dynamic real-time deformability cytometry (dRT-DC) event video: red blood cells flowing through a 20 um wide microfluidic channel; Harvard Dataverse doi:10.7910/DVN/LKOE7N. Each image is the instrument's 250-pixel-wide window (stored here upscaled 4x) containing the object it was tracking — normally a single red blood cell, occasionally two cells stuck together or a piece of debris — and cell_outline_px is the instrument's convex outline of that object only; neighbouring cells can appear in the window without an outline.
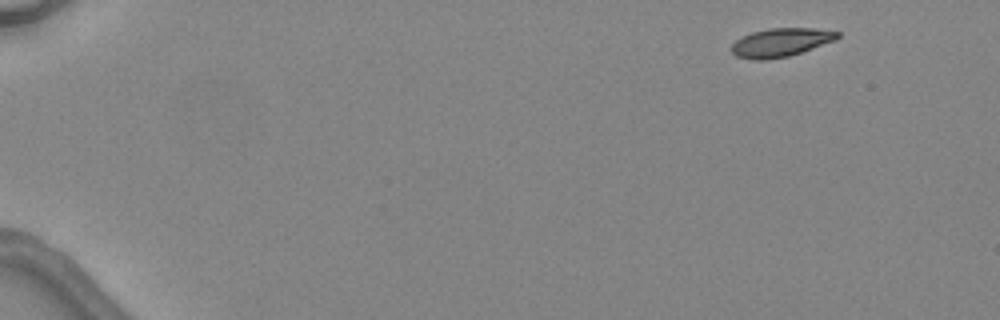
{"species": "common noctule bat (a hibernating species)", "species_latin": "Nyctalus noctula", "temperature_condition": "warm", "stored_images_in_passage": 4, "camera_frame_rate_fps": 3000, "um_per_image_px": 0.085, "animal": {"sex": "female", "body_mass_g": 24.6, "forearm_length_mm": 56.2}, "frame": {"image": 1, "passage_image": 1, "time_ms": 0.0, "image_size_px": [1000, 320], "cell_outline_px": [[840, 36], [836, 40], [788, 56], [768, 60], [752, 60], [736, 56], [732, 52], [732, 44], [736, 40], [752, 32], [768, 28], [812, 28], [840, 32]], "centroid_in_image_um": [66.36, 3.61], "position_along_channel_um": 18.6, "area_um2": 17.51}}
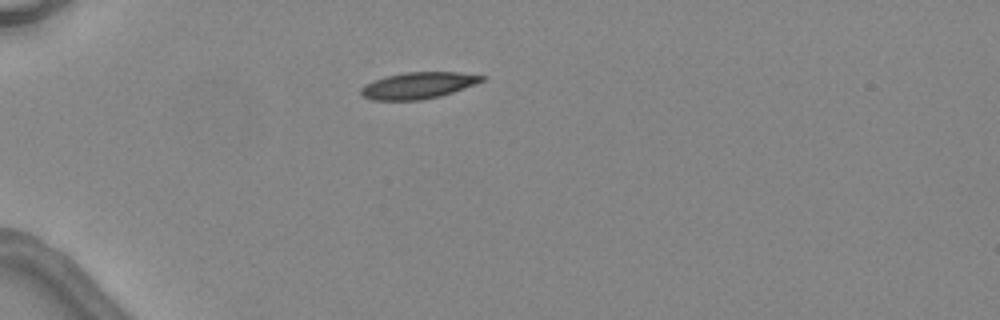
{"frame": {"image": 2, "passage_image": 3, "time_ms": 3.333, "image_size_px": [1000, 320], "cell_outline_px": [[484, 80], [476, 84], [440, 96], [420, 100], [372, 100], [360, 96], [360, 88], [364, 84], [372, 80], [404, 72], [460, 72], [484, 76]], "centroid_in_image_um": [35.49, 7.26], "position_along_channel_um": 49.5, "area_um2": 18.73}}